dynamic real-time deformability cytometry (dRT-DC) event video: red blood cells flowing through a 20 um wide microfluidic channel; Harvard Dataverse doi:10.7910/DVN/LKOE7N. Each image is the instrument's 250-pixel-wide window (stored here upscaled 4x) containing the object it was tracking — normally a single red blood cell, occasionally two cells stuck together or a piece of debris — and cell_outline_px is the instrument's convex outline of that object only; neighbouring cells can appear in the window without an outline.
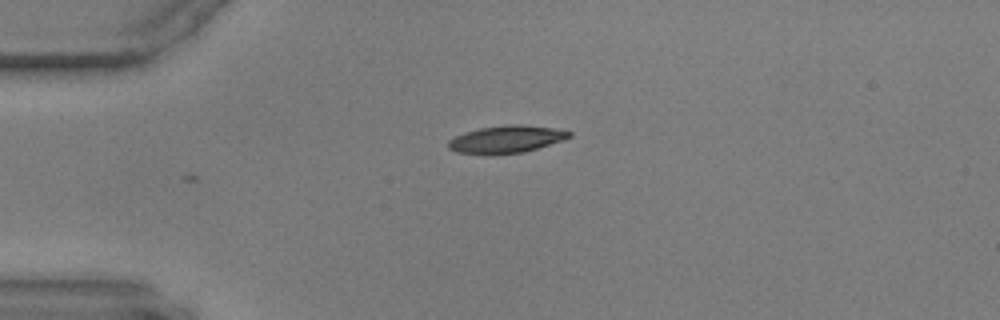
{"species": "common noctule bat (a hibernating species)", "species_latin": "Nyctalus noctula", "temperature_condition": "warm", "stored_images_in_passage": 36, "camera_frame_rate_fps": 3000, "um_per_image_px": 0.085, "animal": {"sex": "male", "body_mass_g": 17.9, "forearm_length_mm": 54.2}, "frame": {"image": 1, "passage_image": 1, "time_ms": 0.0, "image_size_px": [1000, 320], "cell_outline_px": [[572, 136], [564, 140], [524, 152], [492, 156], [456, 152], [448, 148], [448, 140], [464, 132], [480, 128], [508, 124], [524, 124], [552, 128], [572, 132]], "centroid_in_image_um": [43.01, 11.85], "position_along_channel_um": 42.0, "area_um2": 19.65}}
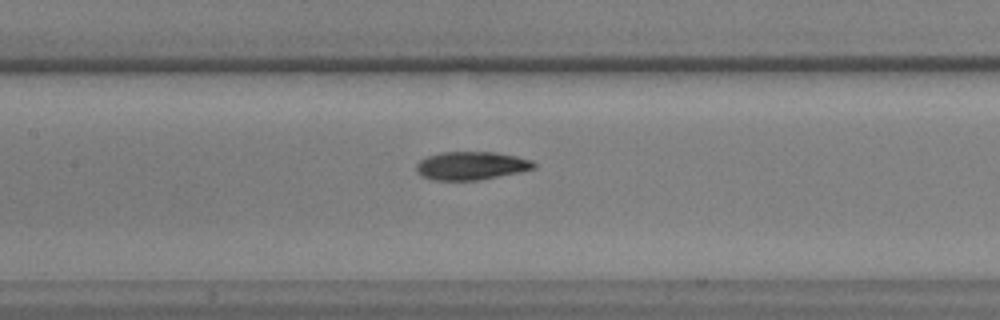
{"frame": {"image": 2, "passage_image": 14, "time_ms": 4.333, "image_size_px": [1000, 320], "cell_outline_px": [[536, 168], [520, 172], [476, 180], [432, 180], [420, 176], [416, 172], [416, 164], [420, 160], [428, 156], [440, 152], [496, 152], [516, 156], [532, 160], [536, 164]], "centroid_in_image_um": [40.04, 14.08], "position_along_channel_um": 167.4, "area_um2": 19.42}}
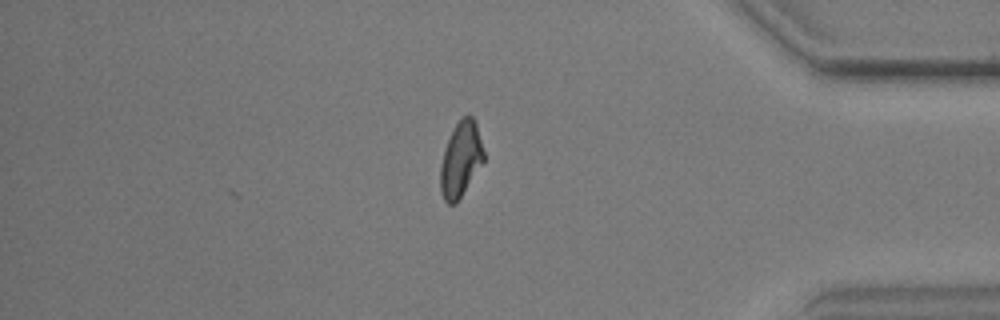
{"frame": {"image": 3, "passage_image": 36, "time_ms": 11.667, "image_size_px": [1000, 320], "cell_outline_px": [[484, 160], [456, 204], [448, 204], [444, 200], [440, 192], [440, 168], [444, 152], [448, 140], [456, 124], [464, 116], [472, 116], [476, 124], [484, 152]], "centroid_in_image_um": [39.15, 13.59], "position_along_channel_um": 396.0, "area_um2": 18.55}}